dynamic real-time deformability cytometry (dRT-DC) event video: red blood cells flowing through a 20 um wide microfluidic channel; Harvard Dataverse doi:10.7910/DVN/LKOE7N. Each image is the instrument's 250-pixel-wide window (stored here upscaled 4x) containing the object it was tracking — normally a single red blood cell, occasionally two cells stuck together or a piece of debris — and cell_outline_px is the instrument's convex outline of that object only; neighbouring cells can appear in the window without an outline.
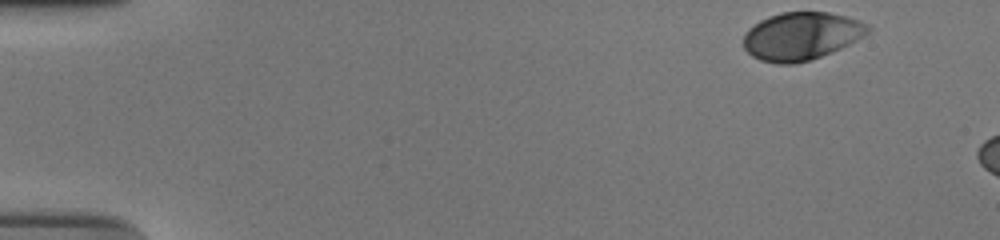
{"species": "human", "species_latin": "Homo sapiens", "temperature_condition": "cold", "stored_images_in_passage": 7, "camera_frame_rate_fps": 3000, "um_per_image_px": 0.085, "donor": {"sex": "male"}, "frame": {"image": 1, "passage_image": 1, "time_ms": 0.0, "image_size_px": [1000, 240], "cell_outline_px": [[872, 28], [868, 32], [856, 40], [832, 52], [808, 60], [792, 64], [776, 64], [760, 60], [752, 56], [744, 48], [744, 32], [748, 28], [760, 20], [768, 16], [780, 12], [828, 12], [848, 16], [868, 24]], "centroid_in_image_um": [68.09, 3.06], "position_along_channel_um": 16.9, "area_um2": 34.74}}